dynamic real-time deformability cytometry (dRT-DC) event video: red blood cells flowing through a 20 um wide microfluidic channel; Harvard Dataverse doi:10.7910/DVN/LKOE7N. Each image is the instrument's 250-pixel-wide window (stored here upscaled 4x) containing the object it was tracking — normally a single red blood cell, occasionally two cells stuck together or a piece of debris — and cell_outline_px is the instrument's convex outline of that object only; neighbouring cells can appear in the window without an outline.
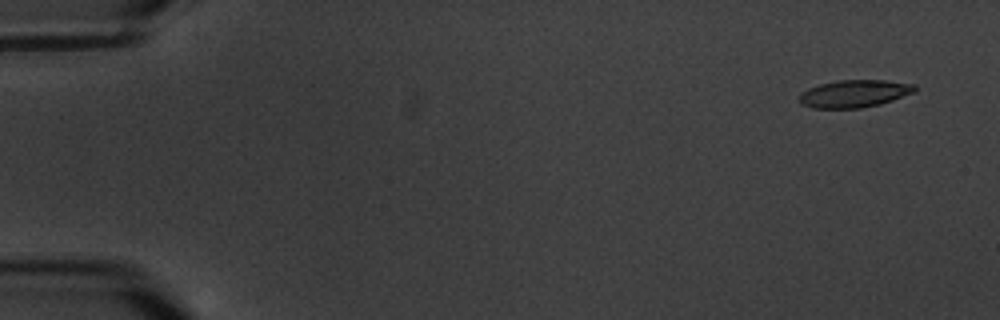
{"species": "common noctule bat (a hibernating species)", "species_latin": "Nyctalus noctula", "temperature_condition": "warm", "stored_images_in_passage": 7, "camera_frame_rate_fps": 3000, "um_per_image_px": 0.085, "animal": {"sex": "male", "body_mass_g": 20.1, "forearm_length_mm": 53.5}, "frame": {"image": 1, "passage_image": 1, "time_ms": 0.0, "image_size_px": [1000, 320], "cell_outline_px": [[916, 92], [880, 104], [860, 108], [812, 108], [800, 104], [800, 92], [808, 88], [820, 84], [840, 80], [884, 80], [916, 84]], "centroid_in_image_um": [72.62, 7.96], "position_along_channel_um": 12.4, "area_um2": 18.55}}
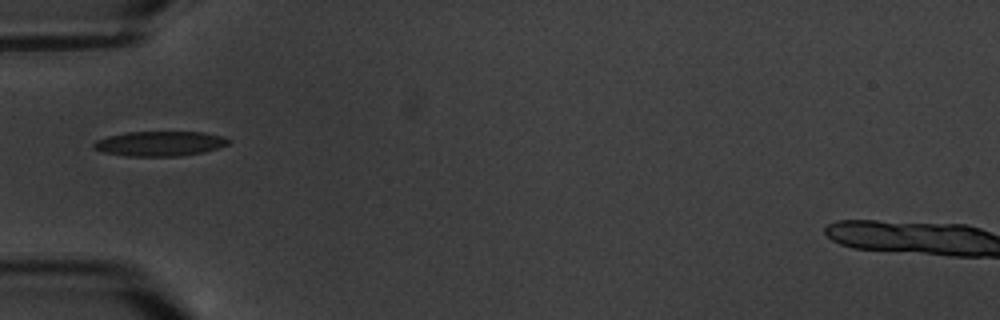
{"frame": {"image": 2, "passage_image": 6, "time_ms": 5.667, "image_size_px": [1000, 320], "cell_outline_px": [[232, 140], [228, 144], [204, 152], [180, 156], [124, 156], [104, 152], [92, 148], [92, 144], [96, 140], [108, 136], [124, 132], [204, 132], [224, 136]], "centroid_in_image_um": [13.57, 12.2], "position_along_channel_um": 71.4, "area_um2": 19.65}}